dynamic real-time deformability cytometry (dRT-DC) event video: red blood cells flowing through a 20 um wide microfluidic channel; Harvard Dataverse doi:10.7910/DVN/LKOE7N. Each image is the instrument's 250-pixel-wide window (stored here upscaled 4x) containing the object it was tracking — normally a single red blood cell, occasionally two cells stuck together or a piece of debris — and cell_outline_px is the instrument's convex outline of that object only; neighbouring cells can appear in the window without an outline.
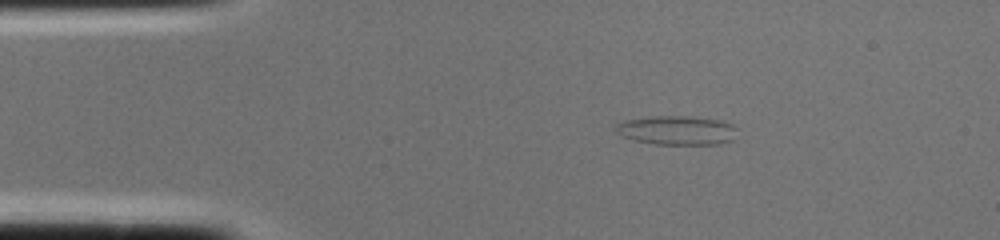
{"species": "common noctule bat (a hibernating species)", "species_latin": "Nyctalus noctula", "temperature_condition": "cold", "stored_images_in_passage": 2, "segment_of_instrument_passage": [2, 2], "camera_frame_rate_fps": 3000, "um_per_image_px": 0.085, "animal": {"sex": "female", "body_mass_g": 22.0, "forearm_length_mm": 56.7}, "frame": {"image": 1, "passage_image": 2, "time_ms": 0.333, "image_size_px": [1000, 240], "cell_outline_px": [[736, 128], [732, 140], [720, 144], [656, 144], [632, 140], [620, 136], [612, 128], [620, 120], [656, 116], [692, 116], [720, 120], [732, 124]], "centroid_in_image_um": [57.45, 11.07], "position_along_channel_um": 27.5, "area_um2": 20.87}}